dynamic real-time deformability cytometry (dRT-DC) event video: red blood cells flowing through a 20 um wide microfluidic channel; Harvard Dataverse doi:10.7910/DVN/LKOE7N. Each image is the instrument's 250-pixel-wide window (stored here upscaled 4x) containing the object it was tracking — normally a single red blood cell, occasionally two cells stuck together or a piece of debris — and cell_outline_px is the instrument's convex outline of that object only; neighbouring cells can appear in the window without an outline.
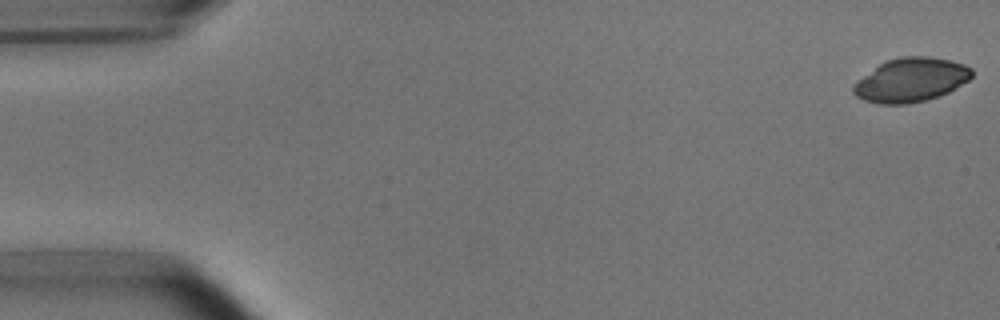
{"species": "common noctule bat (a hibernating species)", "species_latin": "Nyctalus noctula", "temperature_condition": "room temperature", "stored_images_in_passage": 53, "segment_of_instrument_passage": [1, 2], "camera_frame_rate_fps": 3000, "um_per_image_px": 0.085, "animal": {"sex": "male", "body_mass_g": 15.6}, "frame": {"image": 1, "passage_image": 1, "time_ms": 0.0, "image_size_px": [1000, 320], "cell_outline_px": [[972, 76], [968, 80], [948, 92], [924, 100], [908, 104], [880, 104], [864, 100], [856, 96], [852, 92], [852, 84], [856, 80], [880, 64], [888, 60], [904, 56], [928, 56], [948, 60], [964, 64], [972, 68]], "centroid_in_image_um": [77.39, 6.8], "position_along_channel_um": 7.6, "area_um2": 30.11}}
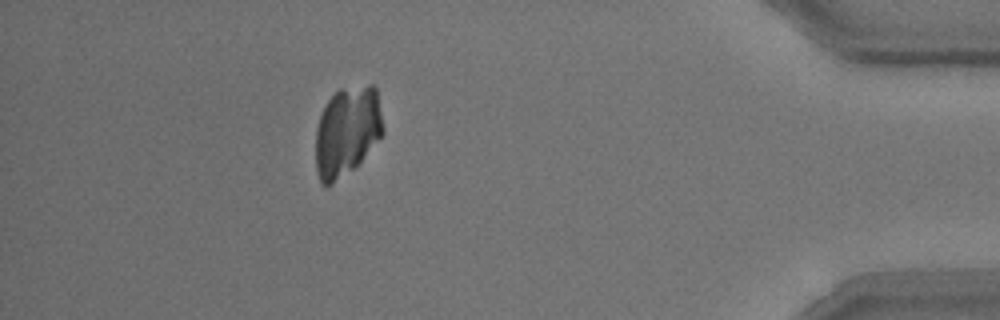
{"frame": {"image": 2, "passage_image": 47, "time_ms": 15.333, "image_size_px": [1000, 320], "cell_outline_px": [[384, 132], [360, 160], [352, 168], [332, 184], [324, 184], [320, 180], [316, 172], [316, 128], [320, 116], [328, 100], [340, 88], [368, 84], [372, 84], [376, 88], [384, 128]], "centroid_in_image_um": [29.49, 11.11], "position_along_channel_um": 405.7, "area_um2": 34.74}}